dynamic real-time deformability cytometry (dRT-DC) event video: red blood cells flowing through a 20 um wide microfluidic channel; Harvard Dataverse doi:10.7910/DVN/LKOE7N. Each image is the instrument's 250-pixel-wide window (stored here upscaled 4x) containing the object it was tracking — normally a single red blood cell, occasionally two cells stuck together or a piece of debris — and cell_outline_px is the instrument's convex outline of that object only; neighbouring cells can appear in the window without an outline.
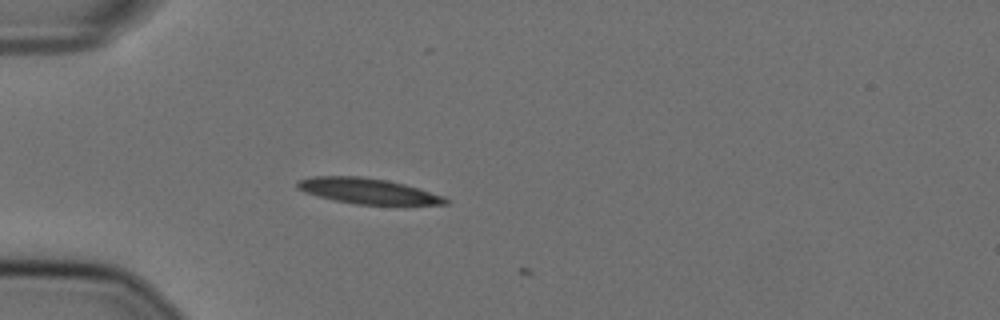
{"species": "Egyptian fruit bat (a non-hibernating species)", "species_latin": "Rousettus aegyptiacus", "temperature_condition": "cold", "stored_images_in_passage": 2, "camera_frame_rate_fps": 3000, "um_per_image_px": 0.085, "animal": {"sex": "female"}, "frame": {"image": 1, "passage_image": 1, "time_ms": 0.0, "image_size_px": [1000, 320], "cell_outline_px": [[448, 204], [356, 204], [336, 200], [304, 192], [296, 188], [296, 184], [300, 180], [312, 176], [360, 176], [384, 180], [404, 184], [444, 196], [448, 200]], "centroid_in_image_um": [31.23, 16.23], "position_along_channel_um": 53.8, "area_um2": 21.56}}